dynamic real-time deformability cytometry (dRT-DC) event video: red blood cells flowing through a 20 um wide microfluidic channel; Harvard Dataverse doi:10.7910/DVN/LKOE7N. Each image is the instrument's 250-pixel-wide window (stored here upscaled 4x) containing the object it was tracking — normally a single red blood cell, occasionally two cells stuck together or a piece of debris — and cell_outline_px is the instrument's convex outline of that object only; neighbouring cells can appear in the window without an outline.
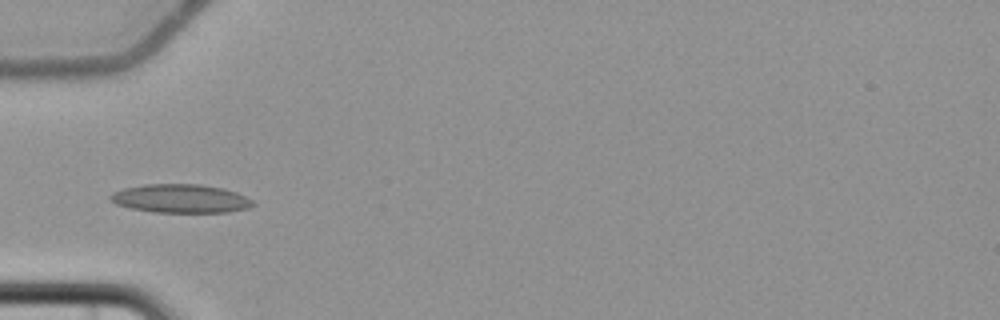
{"species": "common noctule bat (a hibernating species)", "species_latin": "Nyctalus noctula", "temperature_condition": "cold", "stored_images_in_passage": 4, "camera_frame_rate_fps": 3000, "um_per_image_px": 0.085, "animal": {"sex": "female", "body_mass_g": 22.7, "forearm_length_mm": 54.2}, "frame": {"image": 1, "passage_image": 1, "time_ms": 0.0, "image_size_px": [1000, 320], "cell_outline_px": [[256, 204], [248, 208], [228, 212], [152, 212], [132, 208], [116, 204], [108, 196], [112, 192], [124, 188], [144, 184], [200, 184], [224, 188], [236, 192], [252, 200]], "centroid_in_image_um": [15.36, 16.87], "position_along_channel_um": 69.6, "area_um2": 23.76}}
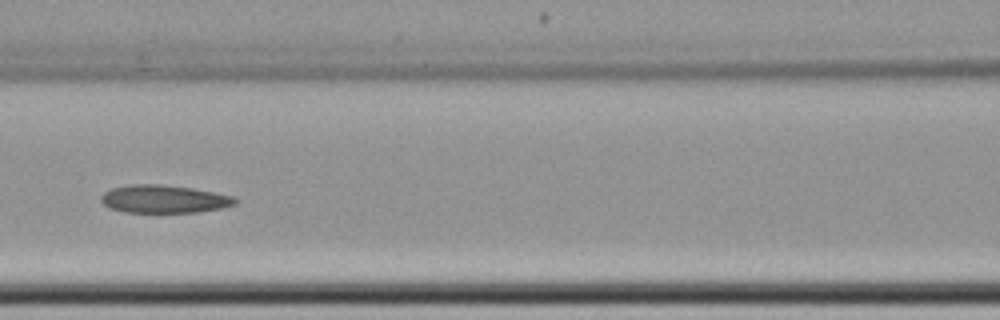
{"frame": {"image": 2, "passage_image": 3, "time_ms": 2.333, "image_size_px": [1000, 320], "cell_outline_px": [[240, 200], [236, 204], [220, 208], [196, 212], [124, 212], [108, 208], [100, 200], [100, 196], [104, 192], [112, 188], [128, 184], [160, 184], [192, 188], [236, 196]], "centroid_in_image_um": [13.94, 16.91], "position_along_channel_um": 152.7, "area_um2": 22.02}}
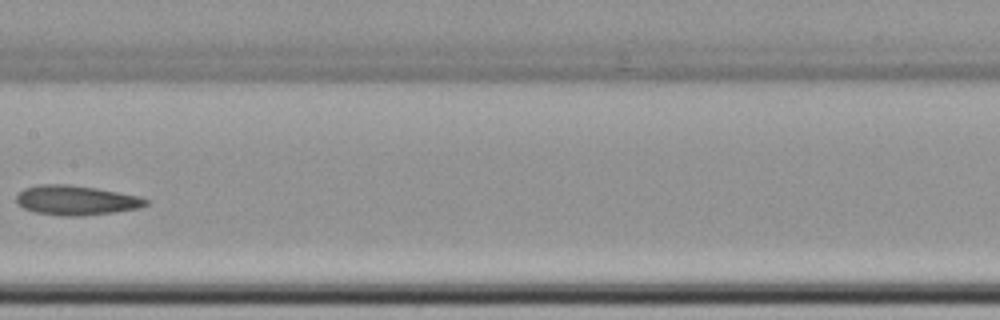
{"frame": {"image": 3, "passage_image": 4, "time_ms": 3.667, "image_size_px": [1000, 320], "cell_outline_px": [[148, 204], [140, 208], [116, 212], [84, 216], [60, 216], [36, 212], [24, 208], [16, 200], [16, 196], [24, 188], [40, 184], [68, 184], [96, 188], [140, 196], [148, 200]], "centroid_in_image_um": [6.5, 17.02], "position_along_channel_um": 200.9, "area_um2": 22.43}}